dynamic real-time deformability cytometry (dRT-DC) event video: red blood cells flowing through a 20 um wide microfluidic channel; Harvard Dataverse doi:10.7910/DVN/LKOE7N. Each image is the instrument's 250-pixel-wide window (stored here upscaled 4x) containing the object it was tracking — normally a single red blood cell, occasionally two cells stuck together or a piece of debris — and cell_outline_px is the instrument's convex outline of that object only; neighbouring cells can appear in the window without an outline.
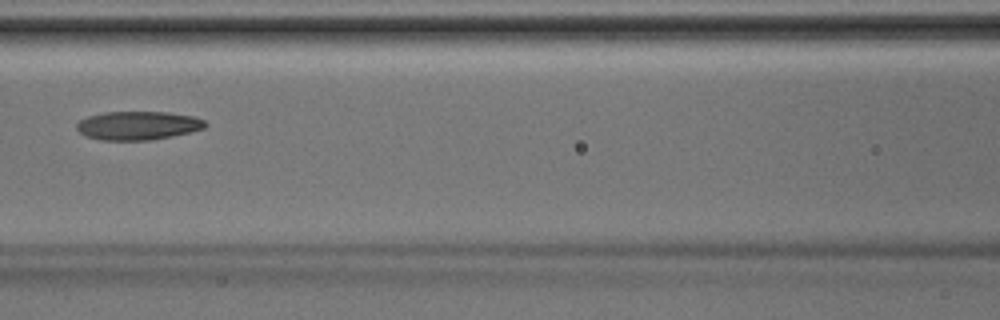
{"species": "Egyptian fruit bat (a non-hibernating species)", "species_latin": "Rousettus aegyptiacus", "temperature_condition": "room temperature", "stored_images_in_passage": 6, "camera_frame_rate_fps": 3000, "um_per_image_px": 0.085, "animal": {"sex": "male"}, "frame": {"image": 1, "passage_image": 6, "time_ms": 1.667, "image_size_px": [1000, 320], "cell_outline_px": [[208, 124], [204, 128], [172, 136], [152, 140], [100, 140], [84, 136], [76, 128], [76, 124], [80, 120], [88, 116], [104, 112], [168, 112], [192, 116], [204, 120]], "centroid_in_image_um": [11.7, 10.67], "position_along_channel_um": 154.9, "area_um2": 21.44}}